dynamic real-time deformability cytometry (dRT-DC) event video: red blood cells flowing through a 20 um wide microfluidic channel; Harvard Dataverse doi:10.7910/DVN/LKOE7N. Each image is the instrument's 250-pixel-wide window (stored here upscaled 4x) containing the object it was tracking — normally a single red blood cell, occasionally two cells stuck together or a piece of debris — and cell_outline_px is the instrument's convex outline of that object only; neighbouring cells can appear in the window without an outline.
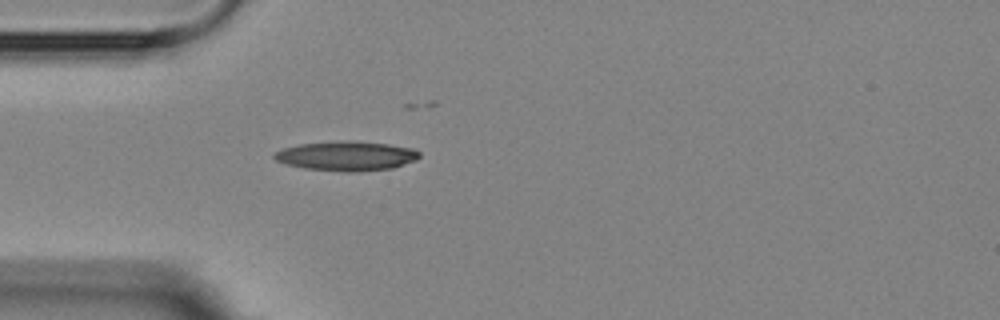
{"species": "Egyptian fruit bat (a non-hibernating species)", "species_latin": "Rousettus aegyptiacus", "temperature_condition": "room temperature", "stored_images_in_passage": 1, "camera_frame_rate_fps": 3000, "um_per_image_px": 0.085, "animal": {"sex": "female"}, "frame": {"image": 1, "passage_image": 1, "time_ms": 0.0, "image_size_px": [1000, 320], "cell_outline_px": [[420, 156], [416, 160], [392, 168], [356, 172], [344, 172], [304, 168], [284, 164], [276, 160], [272, 156], [276, 152], [284, 148], [300, 144], [348, 140], [388, 144], [412, 148], [420, 152]], "centroid_in_image_um": [29.45, 13.26], "position_along_channel_um": 55.6, "area_um2": 24.91}}